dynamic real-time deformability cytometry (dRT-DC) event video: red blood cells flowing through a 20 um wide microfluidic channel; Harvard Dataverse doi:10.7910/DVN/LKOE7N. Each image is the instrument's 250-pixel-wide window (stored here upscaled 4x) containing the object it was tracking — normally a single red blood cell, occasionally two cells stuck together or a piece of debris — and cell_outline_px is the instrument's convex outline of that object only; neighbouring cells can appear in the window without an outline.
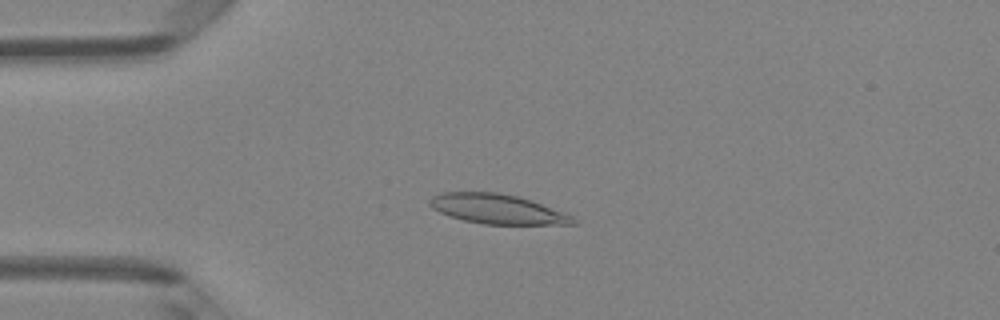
{"species": "Egyptian fruit bat (a non-hibernating species)", "species_latin": "Rousettus aegyptiacus", "temperature_condition": "room temperature", "stored_images_in_passage": 48, "camera_frame_rate_fps": 3000, "um_per_image_px": 0.085, "animal": {"sex": "female"}, "frame": {"image": 1, "passage_image": 12, "time_ms": 3.667, "image_size_px": [1000, 320], "cell_outline_px": [[580, 224], [484, 224], [464, 220], [448, 216], [432, 208], [428, 204], [428, 200], [432, 196], [440, 192], [496, 192], [516, 196], [532, 200], [564, 212], [572, 216]], "centroid_in_image_um": [42.25, 17.76], "position_along_channel_um": 42.7, "area_um2": 24.85}}
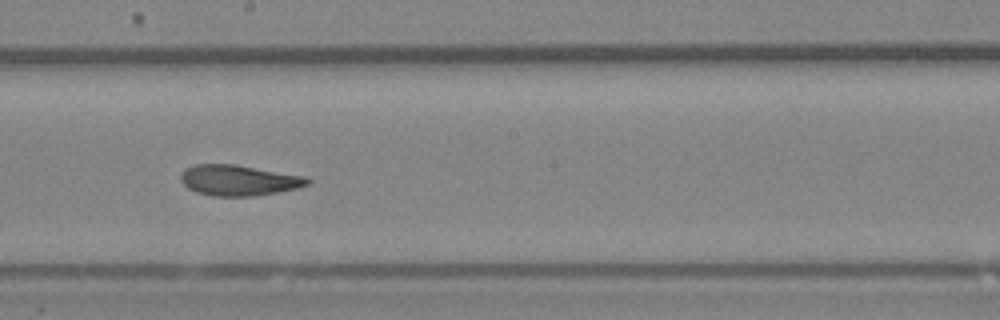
{"frame": {"image": 2, "passage_image": 27, "time_ms": 8.667, "image_size_px": [1000, 320], "cell_outline_px": [[312, 180], [308, 184], [296, 188], [256, 196], [212, 196], [196, 192], [188, 188], [180, 180], [180, 172], [184, 168], [196, 164], [236, 164], [308, 176]], "centroid_in_image_um": [20.29, 15.31], "position_along_channel_um": 227.9, "area_um2": 22.95}}
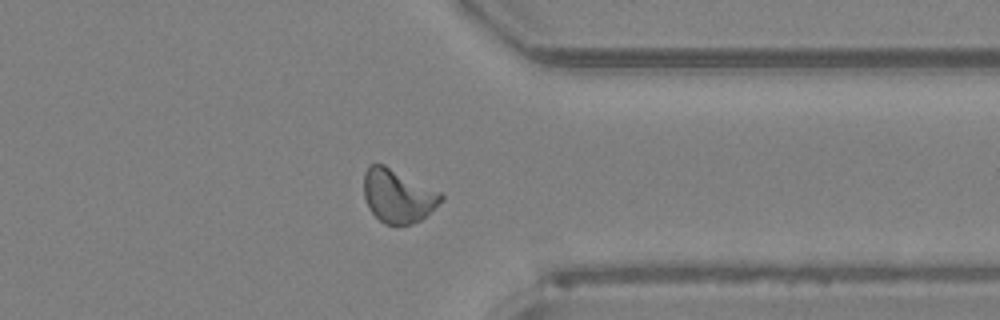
{"frame": {"image": 3, "passage_image": 38, "time_ms": 12.333, "image_size_px": [1000, 320], "cell_outline_px": [[444, 196], [420, 220], [412, 224], [384, 224], [368, 208], [364, 196], [364, 172], [372, 164], [384, 164], [440, 192]], "centroid_in_image_um": [33.77, 16.64], "position_along_channel_um": 377.6, "area_um2": 23.47}, "authors_computed_cell_mechanics": {"area_um2": 23.1778, "velocity_mm_per_s": 4.1948, "shape_relaxation_time_tau1_ms": 8.5728, "shape_relaxation_time_tau2_ms": 2.0875, "deformation_change_tau1": 0.2353, "deformation_change_tau2": 0.0822}}